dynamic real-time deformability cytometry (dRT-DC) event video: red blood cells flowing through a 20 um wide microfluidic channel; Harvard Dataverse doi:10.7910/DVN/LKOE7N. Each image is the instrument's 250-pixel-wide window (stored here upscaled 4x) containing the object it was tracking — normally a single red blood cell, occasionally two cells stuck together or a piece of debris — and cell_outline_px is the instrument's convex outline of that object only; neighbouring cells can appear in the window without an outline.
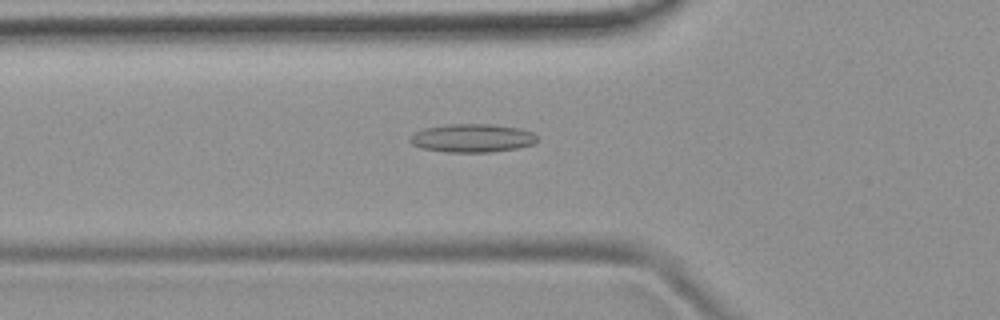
{"species": "common noctule bat (a hibernating species)", "species_latin": "Nyctalus noctula", "temperature_condition": "room temperature", "stored_images_in_passage": 52, "camera_frame_rate_fps": 3000, "um_per_image_px": 0.085, "animal": {"sex": "female", "body_mass_g": 19.9}, "frame": {"image": 1, "passage_image": 18, "time_ms": 5.667, "image_size_px": [1000, 320], "cell_outline_px": [[536, 140], [532, 144], [516, 148], [492, 152], [448, 152], [424, 148], [412, 144], [408, 140], [408, 136], [412, 132], [424, 128], [448, 124], [492, 124], [520, 128], [532, 132], [536, 136]], "centroid_in_image_um": [40.09, 11.73], "position_along_channel_um": 85.7, "area_um2": 21.04}}
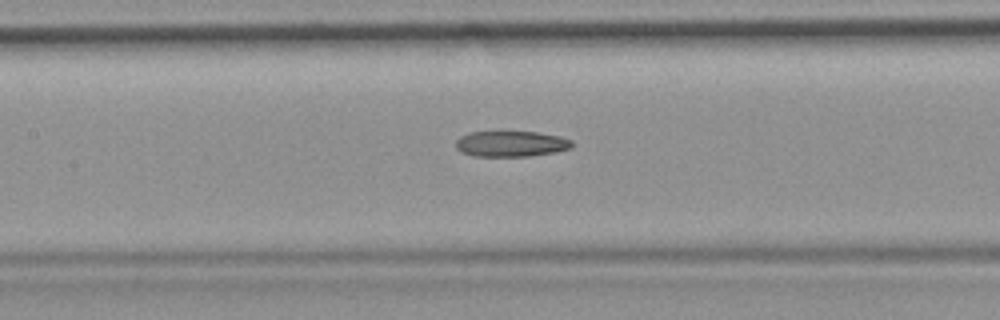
{"frame": {"image": 2, "passage_image": 24, "time_ms": 7.667, "image_size_px": [1000, 320], "cell_outline_px": [[572, 148], [556, 152], [528, 156], [472, 156], [460, 152], [456, 148], [456, 140], [460, 136], [468, 132], [496, 128], [500, 128], [536, 132], [560, 136], [572, 140]], "centroid_in_image_um": [43.37, 12.16], "position_along_channel_um": 164.0, "area_um2": 18.55}}
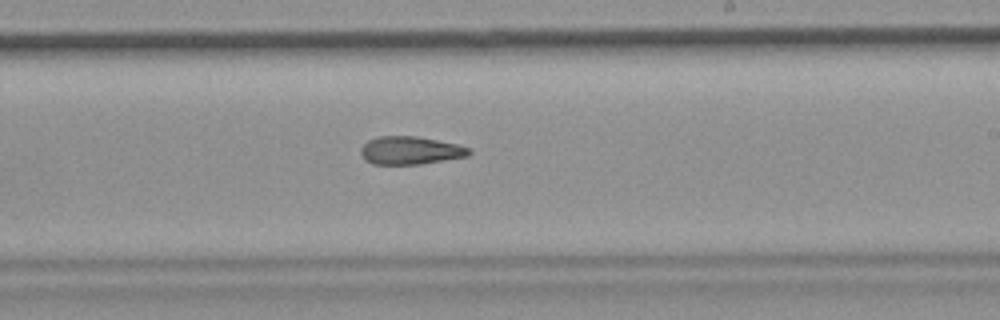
{"frame": {"image": 3, "passage_image": 31, "time_ms": 10.0, "image_size_px": [1000, 320], "cell_outline_px": [[472, 152], [468, 156], [420, 164], [372, 164], [364, 160], [360, 152], [360, 148], [368, 140], [380, 136], [416, 136], [456, 144], [472, 148]], "centroid_in_image_um": [34.87, 12.79], "position_along_channel_um": 254.1, "area_um2": 17.69}, "authors_computed_cell_mechanics": {"area_um2": 18.785, "velocity_mm_per_s": 3.8956, "shape_relaxation_time_tau1_ms": null, "shape_relaxation_time_tau2_ms": 5.4377, "deformation_change_tau1": null, "deformation_change_tau2": 0.1662}}